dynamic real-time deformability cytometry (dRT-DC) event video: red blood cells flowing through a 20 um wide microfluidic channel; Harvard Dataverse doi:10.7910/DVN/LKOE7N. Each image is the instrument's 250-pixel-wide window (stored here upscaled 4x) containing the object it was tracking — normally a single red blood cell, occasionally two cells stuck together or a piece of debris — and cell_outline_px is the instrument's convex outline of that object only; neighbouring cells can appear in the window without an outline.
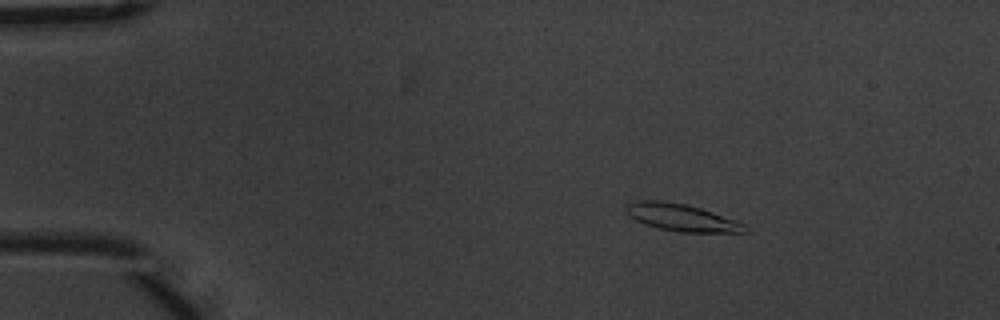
{"species": "common noctule bat (a hibernating species)", "species_latin": "Nyctalus noctula", "temperature_condition": "warm", "stored_images_in_passage": 52, "camera_frame_rate_fps": 3000, "um_per_image_px": 0.085, "animal": {"sex": "male", "body_mass_g": 20.1, "forearm_length_mm": 53.5}, "frame": {"image": 1, "passage_image": 6, "time_ms": 1.667, "image_size_px": [1000, 320], "cell_outline_px": [[748, 232], [680, 232], [660, 228], [644, 224], [636, 220], [624, 208], [628, 204], [640, 200], [660, 200], [684, 204], [700, 208], [712, 212], [744, 224], [748, 228]], "centroid_in_image_um": [57.93, 18.49], "position_along_channel_um": 27.1, "area_um2": 18.38}}
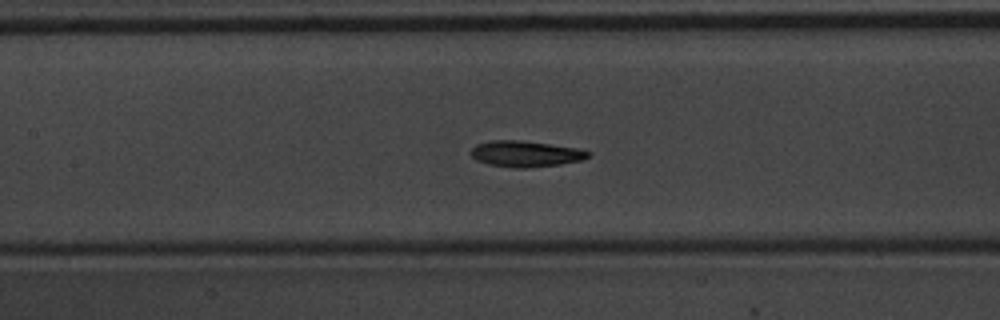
{"frame": {"image": 2, "passage_image": 23, "time_ms": 7.333, "image_size_px": [1000, 320], "cell_outline_px": [[592, 156], [584, 160], [560, 164], [528, 168], [512, 168], [488, 164], [476, 160], [468, 152], [476, 144], [492, 140], [520, 140], [576, 148], [592, 152]], "centroid_in_image_um": [44.68, 13.08], "position_along_channel_um": 162.7, "area_um2": 17.98}}
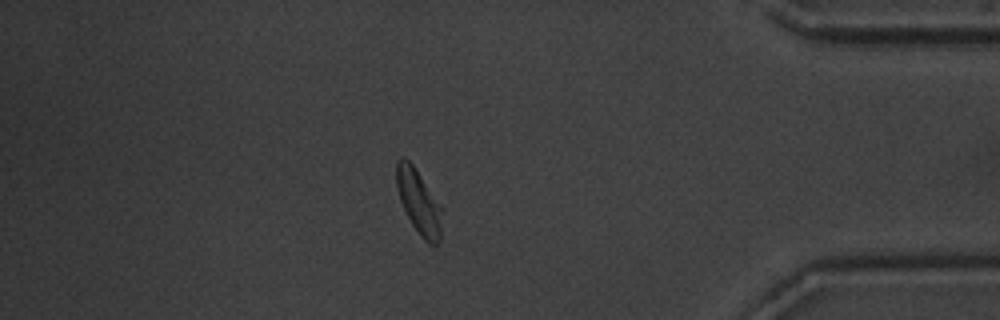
{"frame": {"image": 3, "passage_image": 45, "time_ms": 14.667, "image_size_px": [1000, 320], "cell_outline_px": [[444, 208], [440, 240], [436, 244], [428, 244], [420, 236], [412, 224], [400, 200], [396, 184], [396, 160], [400, 156], [404, 156], [412, 164]], "centroid_in_image_um": [35.62, 17.16], "position_along_channel_um": 399.6, "area_um2": 17.34}, "authors_computed_cell_mechanics": {"area_um2": 17.3689, "velocity_mm_per_s": 3.6805, "shape_relaxation_time_tau1_ms": 2.6114, "shape_relaxation_time_tau2_ms": 4.092, "deformation_change_tau1": 0.1499, "deformation_change_tau2": 0.0972}}